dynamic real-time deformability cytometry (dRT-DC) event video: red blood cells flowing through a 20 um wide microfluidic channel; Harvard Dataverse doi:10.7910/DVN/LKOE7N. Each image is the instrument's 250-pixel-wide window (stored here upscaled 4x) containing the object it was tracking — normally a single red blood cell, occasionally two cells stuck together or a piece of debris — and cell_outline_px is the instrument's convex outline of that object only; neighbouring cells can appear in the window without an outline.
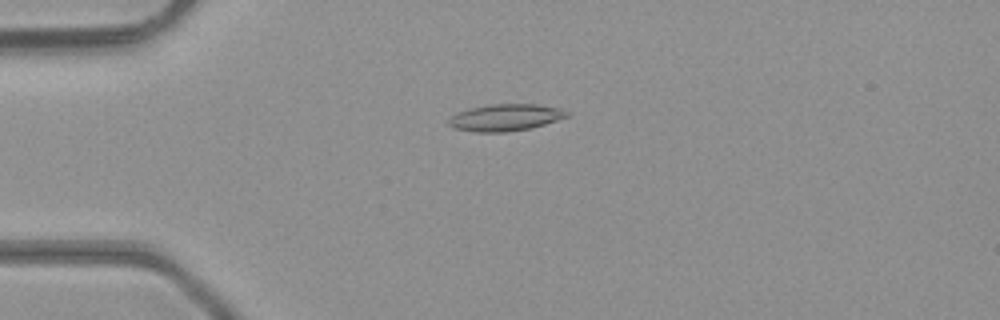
{"species": "common noctule bat (a hibernating species)", "species_latin": "Nyctalus noctula", "temperature_condition": "room temperature", "stored_images_in_passage": 3, "camera_frame_rate_fps": 3000, "um_per_image_px": 0.085, "animal": {"sex": "male", "body_mass_g": 23.1, "forearm_length_mm": 52.7}, "frame": {"image": 1, "passage_image": 1, "time_ms": 0.0, "image_size_px": [1000, 320], "cell_outline_px": [[568, 116], [532, 128], [508, 132], [476, 132], [452, 128], [448, 124], [448, 120], [452, 116], [468, 108], [492, 104], [536, 104], [560, 108], [568, 112]], "centroid_in_image_um": [42.94, 9.99], "position_along_channel_um": 42.1, "area_um2": 18.44}}
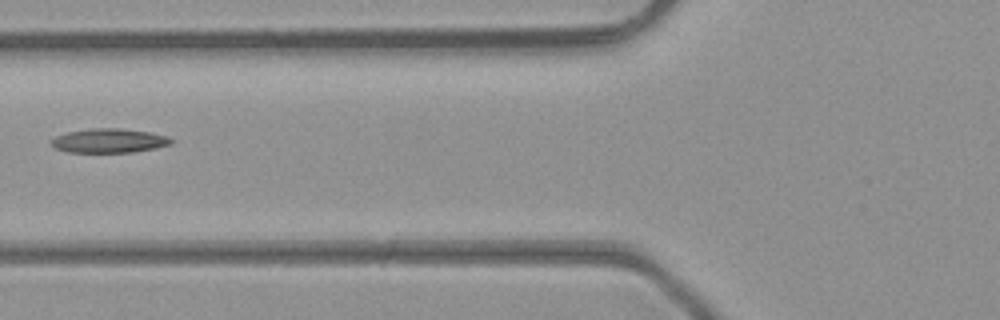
{"frame": {"image": 2, "passage_image": 3, "time_ms": 0.667, "image_size_px": [1000, 320], "cell_outline_px": [[172, 144], [156, 148], [132, 152], [68, 152], [56, 148], [48, 144], [48, 140], [56, 136], [68, 132], [92, 128], [120, 128], [148, 132], [164, 136], [172, 140]], "centroid_in_image_um": [9.2, 11.96], "position_along_channel_um": 116.6, "area_um2": 16.82}}